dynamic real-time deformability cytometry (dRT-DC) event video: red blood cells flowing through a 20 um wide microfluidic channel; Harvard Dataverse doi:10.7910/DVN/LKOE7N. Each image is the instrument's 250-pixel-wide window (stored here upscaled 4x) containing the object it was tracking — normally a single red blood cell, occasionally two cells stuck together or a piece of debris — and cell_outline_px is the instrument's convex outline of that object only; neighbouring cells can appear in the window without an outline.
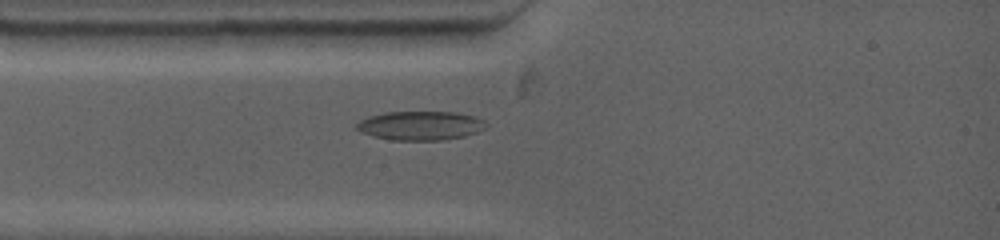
{"species": "common noctule bat (a hibernating species)", "species_latin": "Nyctalus noctula", "temperature_condition": "warm", "stored_images_in_passage": 3, "camera_frame_rate_fps": 4500, "um_per_image_px": 0.085, "animal": {"sex": "female", "body_mass_g": 19.0, "forearm_length_mm": 53.3}, "frame": {"image": 1, "passage_image": 3, "time_ms": 2.0, "image_size_px": [1000, 240], "cell_outline_px": [[488, 128], [464, 136], [444, 140], [392, 140], [372, 136], [356, 128], [356, 124], [360, 120], [368, 116], [384, 112], [456, 112], [476, 116], [484, 120], [488, 124]], "centroid_in_image_um": [35.78, 10.67], "position_along_channel_um": 49.2, "area_um2": 22.02}}